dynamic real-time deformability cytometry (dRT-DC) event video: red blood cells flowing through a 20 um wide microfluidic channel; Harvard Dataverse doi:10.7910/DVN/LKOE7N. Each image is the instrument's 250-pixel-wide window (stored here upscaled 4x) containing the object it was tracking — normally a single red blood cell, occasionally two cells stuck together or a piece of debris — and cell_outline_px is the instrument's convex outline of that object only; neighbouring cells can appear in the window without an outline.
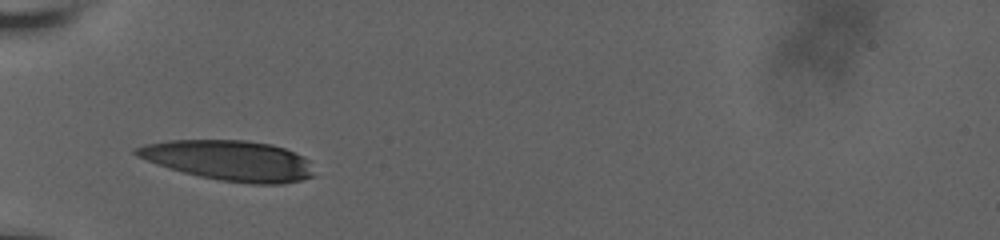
{"species": "human", "species_latin": "Homo sapiens", "temperature_condition": "room temperature", "stored_images_in_passage": 43, "camera_frame_rate_fps": 3000, "um_per_image_px": 0.085, "donor": {"sex": "male"}, "frame": {"image": 1, "passage_image": 1, "time_ms": 0.0, "image_size_px": [1000, 240], "cell_outline_px": [[316, 176], [300, 180], [280, 184], [248, 184], [220, 180], [200, 176], [168, 168], [156, 164], [136, 156], [132, 152], [132, 148], [144, 144], [168, 140], [244, 140], [272, 144], [284, 148], [304, 156], [308, 160]], "centroid_in_image_um": [19.47, 13.64], "position_along_channel_um": 65.5, "area_um2": 41.91}}
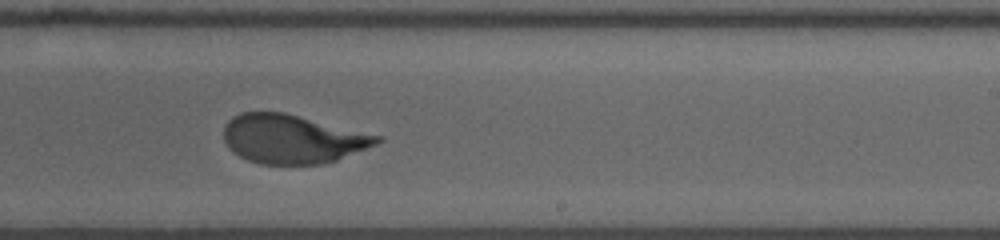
{"frame": {"image": 2, "passage_image": 27, "time_ms": 5.667, "image_size_px": [1000, 240], "cell_outline_px": [[384, 140], [376, 144], [336, 160], [324, 164], [260, 164], [248, 160], [232, 152], [228, 148], [224, 140], [224, 124], [232, 116], [240, 112], [284, 112], [384, 136]], "centroid_in_image_um": [24.84, 11.8], "position_along_channel_um": 264.2, "area_um2": 43.87}}
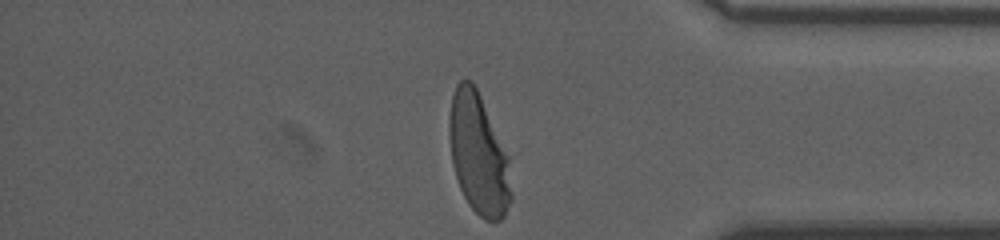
{"frame": {"image": 3, "passage_image": 43, "time_ms": 9.667, "image_size_px": [1000, 240], "cell_outline_px": [[512, 200], [504, 216], [500, 220], [484, 220], [468, 204], [460, 188], [452, 164], [448, 136], [448, 120], [452, 96], [456, 84], [460, 80], [472, 80], [480, 96], [508, 156], [512, 196]], "centroid_in_image_um": [40.65, 13.11], "position_along_channel_um": 394.6, "area_um2": 43.41}, "authors_computed_cell_mechanics": {"area_um2": 44.5638, "velocity_mm_per_s": 3.6212, "shape_relaxation_time_tau1_ms": 4.638, "shape_relaxation_time_tau2_ms": null, "deformation_change_tau1": 0.2392, "deformation_change_tau2": null}}